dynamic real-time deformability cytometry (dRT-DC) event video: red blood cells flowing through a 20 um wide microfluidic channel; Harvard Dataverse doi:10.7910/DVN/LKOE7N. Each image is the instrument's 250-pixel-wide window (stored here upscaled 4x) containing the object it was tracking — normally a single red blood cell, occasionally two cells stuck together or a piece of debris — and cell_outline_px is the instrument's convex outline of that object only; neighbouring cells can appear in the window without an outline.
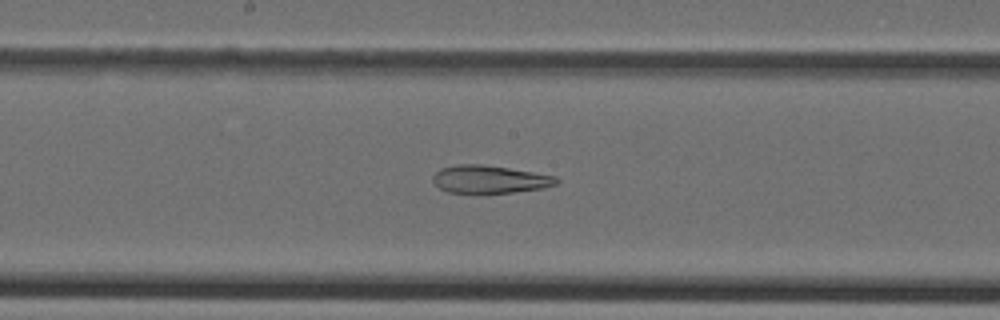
{"species": "Egyptian fruit bat (a non-hibernating species)", "species_latin": "Rousettus aegyptiacus", "temperature_condition": "cold", "stored_images_in_passage": 44, "camera_frame_rate_fps": 3000, "um_per_image_px": 0.085, "animal": {"sex": "female"}, "frame": {"image": 1, "passage_image": 23, "time_ms": 7.333, "image_size_px": [1000, 320], "cell_outline_px": [[560, 180], [556, 184], [544, 188], [484, 196], [448, 192], [440, 188], [432, 180], [432, 176], [440, 168], [456, 164], [484, 164], [556, 176]], "centroid_in_image_um": [41.59, 15.28], "position_along_channel_um": 206.6, "area_um2": 20.81}}
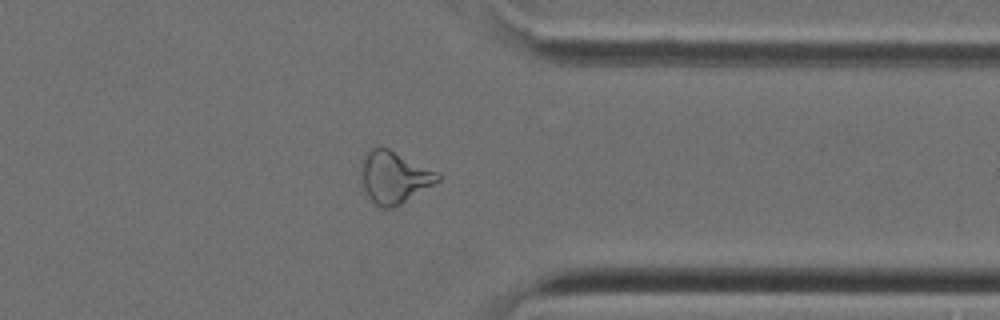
{"frame": {"image": 2, "passage_image": 35, "time_ms": 11.333, "image_size_px": [1000, 320], "cell_outline_px": [[440, 180], [400, 204], [392, 208], [380, 208], [368, 196], [360, 180], [360, 164], [364, 156], [372, 148], [388, 148], [440, 172]], "centroid_in_image_um": [33.49, 15.06], "position_along_channel_um": 377.9, "area_um2": 23.18}}
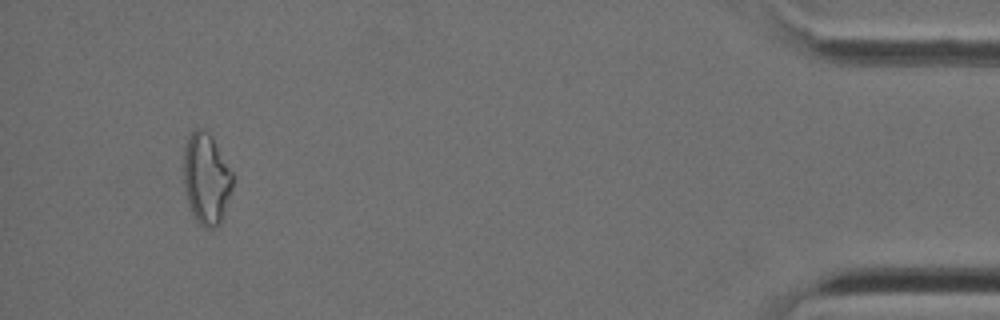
{"frame": {"image": 3, "passage_image": 42, "time_ms": 13.667, "image_size_px": [1000, 320], "cell_outline_px": [[232, 188], [220, 224], [212, 228], [204, 228], [196, 220], [188, 204], [184, 188], [184, 148], [188, 136], [196, 128], [208, 132], [232, 172]], "centroid_in_image_um": [17.51, 15.22], "position_along_channel_um": 417.7, "area_um2": 25.61}}